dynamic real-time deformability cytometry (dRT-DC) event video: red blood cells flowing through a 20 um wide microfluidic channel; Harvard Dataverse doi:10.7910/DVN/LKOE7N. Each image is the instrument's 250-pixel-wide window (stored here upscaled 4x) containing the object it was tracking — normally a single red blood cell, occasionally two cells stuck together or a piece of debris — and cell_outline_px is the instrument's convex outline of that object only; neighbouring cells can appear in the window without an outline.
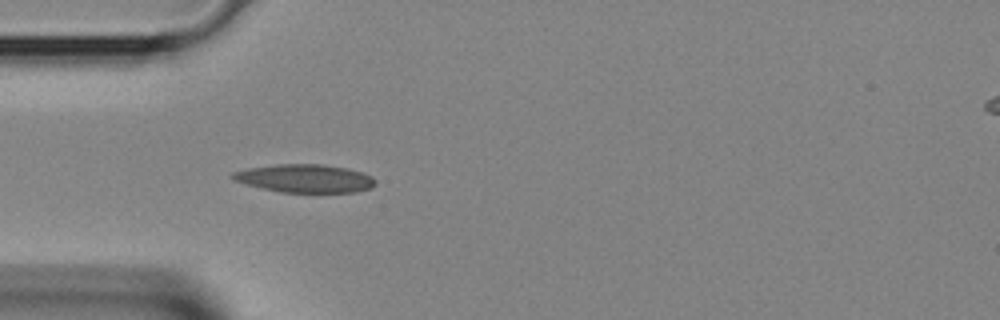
{"species": "Egyptian fruit bat (a non-hibernating species)", "species_latin": "Rousettus aegyptiacus", "temperature_condition": "room temperature", "stored_images_in_passage": 3, "camera_frame_rate_fps": 3000, "um_per_image_px": 0.085, "animal": {"sex": "female"}, "frame": {"image": 1, "passage_image": 3, "time_ms": 0.667, "image_size_px": [1000, 320], "cell_outline_px": [[376, 184], [372, 188], [356, 192], [280, 192], [260, 188], [232, 180], [228, 176], [232, 172], [248, 168], [276, 164], [324, 164], [348, 168], [372, 176], [376, 180]], "centroid_in_image_um": [25.9, 15.16], "position_along_channel_um": 59.1, "area_um2": 23.7}}